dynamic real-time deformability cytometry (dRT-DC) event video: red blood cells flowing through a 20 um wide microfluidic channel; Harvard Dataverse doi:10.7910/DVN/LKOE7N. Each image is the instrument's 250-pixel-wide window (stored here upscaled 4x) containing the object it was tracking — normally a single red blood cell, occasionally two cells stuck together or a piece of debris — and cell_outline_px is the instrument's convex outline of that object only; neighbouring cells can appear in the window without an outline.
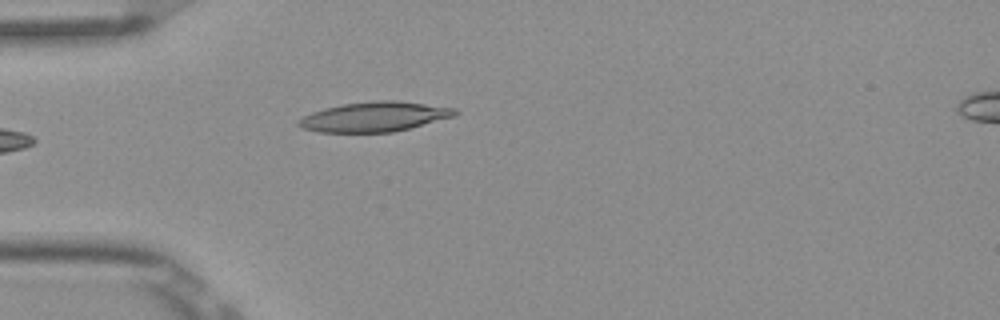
{"species": "Egyptian fruit bat (a non-hibernating species)", "species_latin": "Rousettus aegyptiacus", "temperature_condition": "room temperature", "stored_images_in_passage": 5, "camera_frame_rate_fps": 3000, "um_per_image_px": 0.085, "frame": {"image": 1, "passage_image": 5, "time_ms": 1.333, "image_size_px": [1000, 320], "cell_outline_px": [[460, 112], [456, 116], [392, 132], [320, 132], [300, 128], [296, 124], [296, 120], [312, 112], [324, 108], [344, 104], [376, 100], [396, 100], [456, 108]], "centroid_in_image_um": [31.82, 9.92], "position_along_channel_um": 53.2, "area_um2": 27.17}}